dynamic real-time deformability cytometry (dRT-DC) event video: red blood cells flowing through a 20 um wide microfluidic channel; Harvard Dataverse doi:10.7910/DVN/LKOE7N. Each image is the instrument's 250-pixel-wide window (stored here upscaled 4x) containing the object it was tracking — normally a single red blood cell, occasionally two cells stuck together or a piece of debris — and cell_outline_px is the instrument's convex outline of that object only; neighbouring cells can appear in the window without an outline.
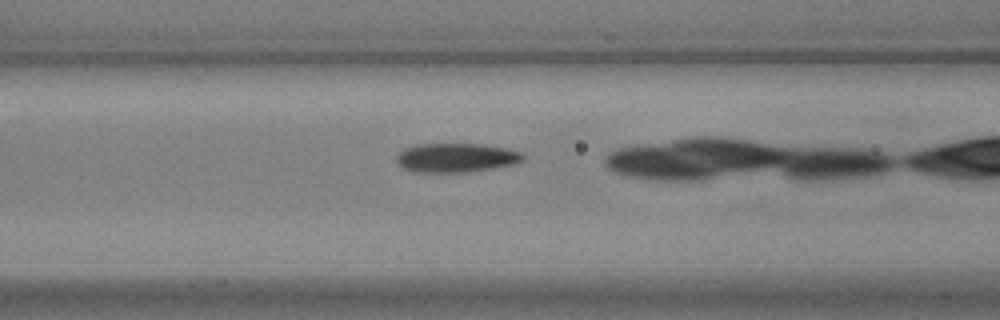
{"species": "common noctule bat (a hibernating species)", "species_latin": "Nyctalus noctula", "temperature_condition": "warm", "stored_images_in_passage": 38, "camera_frame_rate_fps": 3000, "um_per_image_px": 0.085, "animal": {"sex": "male", "body_mass_g": 17.9, "forearm_length_mm": 54.2}, "frame": {"image": 1, "passage_image": 18, "time_ms": 5.667, "image_size_px": [1000, 320], "cell_outline_px": [[524, 160], [512, 164], [468, 172], [412, 172], [404, 168], [396, 160], [396, 156], [404, 148], [416, 144], [484, 144], [508, 148], [524, 152]], "centroid_in_image_um": [38.78, 13.39], "position_along_channel_um": 127.8, "area_um2": 21.5}}
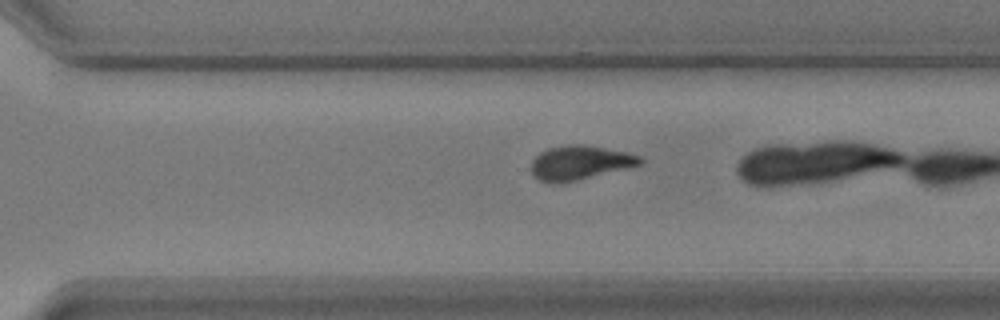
{"frame": {"image": 2, "passage_image": 34, "time_ms": 11.0, "image_size_px": [1000, 320], "cell_outline_px": [[644, 160], [640, 164], [576, 180], [540, 180], [532, 176], [532, 160], [540, 152], [548, 148], [568, 144], [584, 144], [624, 152], [640, 156]], "centroid_in_image_um": [49.27, 13.78], "position_along_channel_um": 321.3, "area_um2": 20.75}}